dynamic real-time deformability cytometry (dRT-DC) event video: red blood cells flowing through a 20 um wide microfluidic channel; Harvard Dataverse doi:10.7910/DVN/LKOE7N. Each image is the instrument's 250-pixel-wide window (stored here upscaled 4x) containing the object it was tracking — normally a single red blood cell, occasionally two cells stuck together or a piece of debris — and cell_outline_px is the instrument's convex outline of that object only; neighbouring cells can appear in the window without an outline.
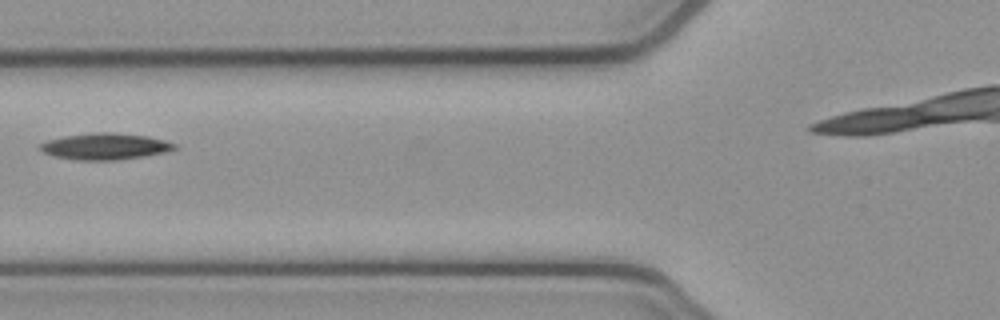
{"species": "common noctule bat (a hibernating species)", "species_latin": "Nyctalus noctula", "temperature_condition": "cold", "stored_images_in_passage": 4, "camera_frame_rate_fps": 3000, "um_per_image_px": 0.085, "animal": {"sex": "female", "body_mass_g": 21.9}, "frame": {"image": 1, "passage_image": 2, "time_ms": 0.333, "image_size_px": [1000, 320], "cell_outline_px": [[176, 148], [164, 152], [144, 156], [116, 160], [76, 160], [52, 156], [44, 152], [40, 148], [40, 144], [48, 140], [64, 136], [92, 132], [112, 132], [148, 136], [164, 140], [176, 144]], "centroid_in_image_um": [8.92, 12.44], "position_along_channel_um": 116.9, "area_um2": 20.63}}